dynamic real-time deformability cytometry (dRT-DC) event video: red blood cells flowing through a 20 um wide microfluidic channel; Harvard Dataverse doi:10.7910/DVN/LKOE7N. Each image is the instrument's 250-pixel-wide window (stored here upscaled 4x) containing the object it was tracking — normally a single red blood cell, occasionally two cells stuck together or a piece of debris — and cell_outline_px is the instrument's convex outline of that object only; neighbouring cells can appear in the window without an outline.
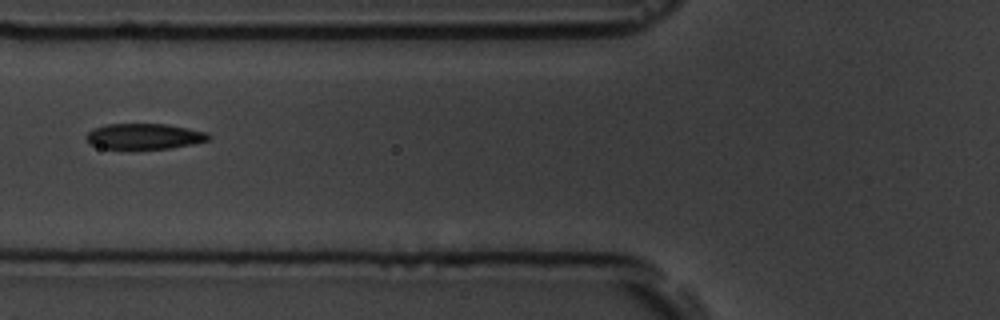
{"species": "common noctule bat (a hibernating species)", "species_latin": "Nyctalus noctula", "temperature_condition": "room temperature", "stored_images_in_passage": 7, "camera_frame_rate_fps": 3000, "um_per_image_px": 0.085, "animal": {"sex": "male", "body_mass_g": 19.5, "forearm_length_mm": 54.6}, "frame": {"image": 1, "passage_image": 7, "time_ms": 7.667, "image_size_px": [1000, 320], "cell_outline_px": [[212, 136], [208, 140], [192, 144], [168, 148], [100, 148], [88, 144], [84, 136], [92, 128], [104, 124], [168, 124], [208, 132]], "centroid_in_image_um": [12.22, 11.57], "position_along_channel_um": 113.6, "area_um2": 18.38}}